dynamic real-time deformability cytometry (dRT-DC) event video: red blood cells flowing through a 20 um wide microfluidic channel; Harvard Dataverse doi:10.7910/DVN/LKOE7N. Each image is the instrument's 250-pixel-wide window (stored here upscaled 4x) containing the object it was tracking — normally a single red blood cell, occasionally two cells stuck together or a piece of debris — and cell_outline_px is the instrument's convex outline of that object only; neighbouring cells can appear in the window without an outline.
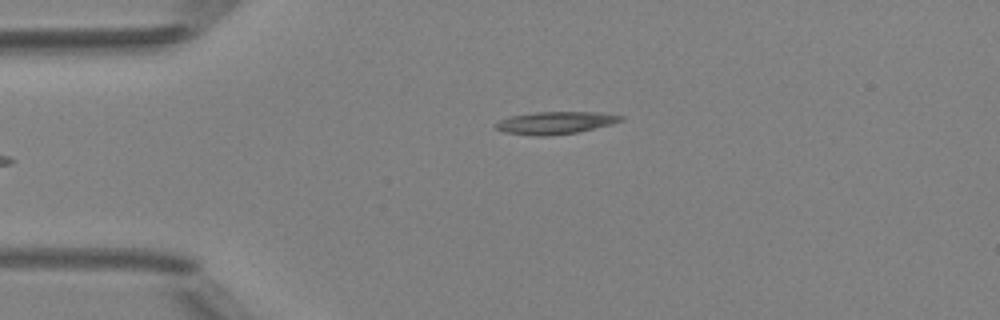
{"species": "Egyptian fruit bat (a non-hibernating species)", "species_latin": "Rousettus aegyptiacus", "temperature_condition": "room temperature", "stored_images_in_passage": 5, "camera_frame_rate_fps": 3000, "um_per_image_px": 0.085, "animal": {"sex": "female"}, "frame": {"image": 1, "passage_image": 5, "time_ms": 5.333, "image_size_px": [1000, 320], "cell_outline_px": [[624, 120], [612, 124], [576, 132], [544, 136], [536, 136], [504, 132], [496, 128], [496, 124], [500, 120], [512, 116], [536, 112], [596, 112], [624, 116]], "centroid_in_image_um": [47.23, 10.43], "position_along_channel_um": 37.8, "area_um2": 16.07}}